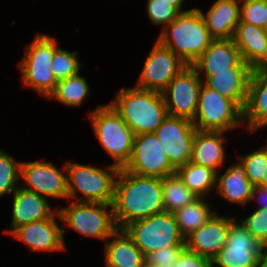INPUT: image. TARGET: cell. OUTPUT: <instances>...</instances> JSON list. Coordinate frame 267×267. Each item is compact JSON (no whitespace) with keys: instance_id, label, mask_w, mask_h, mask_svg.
Returning <instances> with one entry per match:
<instances>
[{"instance_id":"6da1fadb","label":"cell","mask_w":267,"mask_h":267,"mask_svg":"<svg viewBox=\"0 0 267 267\" xmlns=\"http://www.w3.org/2000/svg\"><path fill=\"white\" fill-rule=\"evenodd\" d=\"M112 206L118 229L164 211L162 179L137 176L120 168Z\"/></svg>"},{"instance_id":"7a4b0ae2","label":"cell","mask_w":267,"mask_h":267,"mask_svg":"<svg viewBox=\"0 0 267 267\" xmlns=\"http://www.w3.org/2000/svg\"><path fill=\"white\" fill-rule=\"evenodd\" d=\"M109 104L131 128L134 135L154 133L168 116L161 92L135 86L116 91L115 98Z\"/></svg>"},{"instance_id":"3957f363","label":"cell","mask_w":267,"mask_h":267,"mask_svg":"<svg viewBox=\"0 0 267 267\" xmlns=\"http://www.w3.org/2000/svg\"><path fill=\"white\" fill-rule=\"evenodd\" d=\"M191 66L212 42L205 21L195 7L180 13L169 25L162 28L156 39Z\"/></svg>"},{"instance_id":"277c9868","label":"cell","mask_w":267,"mask_h":267,"mask_svg":"<svg viewBox=\"0 0 267 267\" xmlns=\"http://www.w3.org/2000/svg\"><path fill=\"white\" fill-rule=\"evenodd\" d=\"M65 165L67 169L68 202L113 203L115 181L120 170L119 167L110 164L103 169L71 161H66Z\"/></svg>"},{"instance_id":"5b68a950","label":"cell","mask_w":267,"mask_h":267,"mask_svg":"<svg viewBox=\"0 0 267 267\" xmlns=\"http://www.w3.org/2000/svg\"><path fill=\"white\" fill-rule=\"evenodd\" d=\"M89 114L97 140L113 159V165L124 168L131 159L134 133L110 104L97 106Z\"/></svg>"},{"instance_id":"8992f818","label":"cell","mask_w":267,"mask_h":267,"mask_svg":"<svg viewBox=\"0 0 267 267\" xmlns=\"http://www.w3.org/2000/svg\"><path fill=\"white\" fill-rule=\"evenodd\" d=\"M53 57L54 37L37 33L26 46L24 56L18 63L23 86L32 88L37 94L48 98L57 83L51 70Z\"/></svg>"},{"instance_id":"52a82bcc","label":"cell","mask_w":267,"mask_h":267,"mask_svg":"<svg viewBox=\"0 0 267 267\" xmlns=\"http://www.w3.org/2000/svg\"><path fill=\"white\" fill-rule=\"evenodd\" d=\"M58 208L63 225L85 237L105 241L118 229L112 204L73 201Z\"/></svg>"},{"instance_id":"ba28073f","label":"cell","mask_w":267,"mask_h":267,"mask_svg":"<svg viewBox=\"0 0 267 267\" xmlns=\"http://www.w3.org/2000/svg\"><path fill=\"white\" fill-rule=\"evenodd\" d=\"M123 230L146 256L152 251L185 246L173 213L162 211L127 224Z\"/></svg>"},{"instance_id":"9c48e42d","label":"cell","mask_w":267,"mask_h":267,"mask_svg":"<svg viewBox=\"0 0 267 267\" xmlns=\"http://www.w3.org/2000/svg\"><path fill=\"white\" fill-rule=\"evenodd\" d=\"M192 122L199 131L227 133L244 125L243 111L232 100L203 83Z\"/></svg>"},{"instance_id":"30bf717a","label":"cell","mask_w":267,"mask_h":267,"mask_svg":"<svg viewBox=\"0 0 267 267\" xmlns=\"http://www.w3.org/2000/svg\"><path fill=\"white\" fill-rule=\"evenodd\" d=\"M263 260V245L235 218L226 245L211 262L212 267H257Z\"/></svg>"},{"instance_id":"8fae6325","label":"cell","mask_w":267,"mask_h":267,"mask_svg":"<svg viewBox=\"0 0 267 267\" xmlns=\"http://www.w3.org/2000/svg\"><path fill=\"white\" fill-rule=\"evenodd\" d=\"M123 169L137 176L161 179L176 173L155 133L134 136L131 159Z\"/></svg>"},{"instance_id":"7c38bea8","label":"cell","mask_w":267,"mask_h":267,"mask_svg":"<svg viewBox=\"0 0 267 267\" xmlns=\"http://www.w3.org/2000/svg\"><path fill=\"white\" fill-rule=\"evenodd\" d=\"M202 84L197 71L192 66H186L161 92L168 115L193 121Z\"/></svg>"},{"instance_id":"4fadbf2b","label":"cell","mask_w":267,"mask_h":267,"mask_svg":"<svg viewBox=\"0 0 267 267\" xmlns=\"http://www.w3.org/2000/svg\"><path fill=\"white\" fill-rule=\"evenodd\" d=\"M154 43L134 86L140 89L162 92L188 65L157 40Z\"/></svg>"},{"instance_id":"5bb4252c","label":"cell","mask_w":267,"mask_h":267,"mask_svg":"<svg viewBox=\"0 0 267 267\" xmlns=\"http://www.w3.org/2000/svg\"><path fill=\"white\" fill-rule=\"evenodd\" d=\"M61 168L59 170L52 162L43 161V159L40 161H21L20 178L25 182V186L21 185V187L47 199L67 200L68 182L66 165Z\"/></svg>"},{"instance_id":"9a60e30c","label":"cell","mask_w":267,"mask_h":267,"mask_svg":"<svg viewBox=\"0 0 267 267\" xmlns=\"http://www.w3.org/2000/svg\"><path fill=\"white\" fill-rule=\"evenodd\" d=\"M195 131L191 120L171 115L154 131L176 170L191 160Z\"/></svg>"},{"instance_id":"2e32d148","label":"cell","mask_w":267,"mask_h":267,"mask_svg":"<svg viewBox=\"0 0 267 267\" xmlns=\"http://www.w3.org/2000/svg\"><path fill=\"white\" fill-rule=\"evenodd\" d=\"M56 217L60 219L58 210L47 219L33 221L17 228L11 236L23 242L30 252L64 251L66 231L58 225Z\"/></svg>"},{"instance_id":"e0dca14e","label":"cell","mask_w":267,"mask_h":267,"mask_svg":"<svg viewBox=\"0 0 267 267\" xmlns=\"http://www.w3.org/2000/svg\"><path fill=\"white\" fill-rule=\"evenodd\" d=\"M235 217L215 213L199 229L185 238V247L200 256L212 258L226 245L230 223Z\"/></svg>"},{"instance_id":"ac0fdd59","label":"cell","mask_w":267,"mask_h":267,"mask_svg":"<svg viewBox=\"0 0 267 267\" xmlns=\"http://www.w3.org/2000/svg\"><path fill=\"white\" fill-rule=\"evenodd\" d=\"M191 66L199 76H211L214 72L229 71V68H250L242 60L233 38L213 39Z\"/></svg>"},{"instance_id":"d6986e66","label":"cell","mask_w":267,"mask_h":267,"mask_svg":"<svg viewBox=\"0 0 267 267\" xmlns=\"http://www.w3.org/2000/svg\"><path fill=\"white\" fill-rule=\"evenodd\" d=\"M51 208L49 200L21 185L12 194V219L10 229L4 234H12L17 228L33 221H40L51 217L56 211Z\"/></svg>"},{"instance_id":"ffe728a7","label":"cell","mask_w":267,"mask_h":267,"mask_svg":"<svg viewBox=\"0 0 267 267\" xmlns=\"http://www.w3.org/2000/svg\"><path fill=\"white\" fill-rule=\"evenodd\" d=\"M244 123L249 133L267 127V68L252 69L243 109Z\"/></svg>"},{"instance_id":"44dd1931","label":"cell","mask_w":267,"mask_h":267,"mask_svg":"<svg viewBox=\"0 0 267 267\" xmlns=\"http://www.w3.org/2000/svg\"><path fill=\"white\" fill-rule=\"evenodd\" d=\"M233 40L242 60L251 68H267V37L263 28L239 22Z\"/></svg>"},{"instance_id":"7402d4cb","label":"cell","mask_w":267,"mask_h":267,"mask_svg":"<svg viewBox=\"0 0 267 267\" xmlns=\"http://www.w3.org/2000/svg\"><path fill=\"white\" fill-rule=\"evenodd\" d=\"M251 72V68H229V71L214 72V75L200 77L206 86L232 100L243 111Z\"/></svg>"},{"instance_id":"603a6c76","label":"cell","mask_w":267,"mask_h":267,"mask_svg":"<svg viewBox=\"0 0 267 267\" xmlns=\"http://www.w3.org/2000/svg\"><path fill=\"white\" fill-rule=\"evenodd\" d=\"M241 0H216L209 10L202 15L206 27L213 39H231L240 22Z\"/></svg>"},{"instance_id":"cb8c5ba5","label":"cell","mask_w":267,"mask_h":267,"mask_svg":"<svg viewBox=\"0 0 267 267\" xmlns=\"http://www.w3.org/2000/svg\"><path fill=\"white\" fill-rule=\"evenodd\" d=\"M252 187L253 184L247 178L245 168L239 160L230 164L223 174L217 172L215 192L229 203L245 208L249 203Z\"/></svg>"},{"instance_id":"d4e9b609","label":"cell","mask_w":267,"mask_h":267,"mask_svg":"<svg viewBox=\"0 0 267 267\" xmlns=\"http://www.w3.org/2000/svg\"><path fill=\"white\" fill-rule=\"evenodd\" d=\"M227 139L224 132L196 130L190 161L218 172L225 163L224 143Z\"/></svg>"},{"instance_id":"484cf974","label":"cell","mask_w":267,"mask_h":267,"mask_svg":"<svg viewBox=\"0 0 267 267\" xmlns=\"http://www.w3.org/2000/svg\"><path fill=\"white\" fill-rule=\"evenodd\" d=\"M104 262L114 267H143L145 256L123 229L105 240Z\"/></svg>"},{"instance_id":"4316f807","label":"cell","mask_w":267,"mask_h":267,"mask_svg":"<svg viewBox=\"0 0 267 267\" xmlns=\"http://www.w3.org/2000/svg\"><path fill=\"white\" fill-rule=\"evenodd\" d=\"M176 173L198 197L207 198L216 189L217 172L211 168L189 161L179 167Z\"/></svg>"},{"instance_id":"83f0119b","label":"cell","mask_w":267,"mask_h":267,"mask_svg":"<svg viewBox=\"0 0 267 267\" xmlns=\"http://www.w3.org/2000/svg\"><path fill=\"white\" fill-rule=\"evenodd\" d=\"M205 197H198L190 204L176 210L173 214L178 224L180 234L186 238L199 229L217 211H212V205Z\"/></svg>"},{"instance_id":"f1b7e54d","label":"cell","mask_w":267,"mask_h":267,"mask_svg":"<svg viewBox=\"0 0 267 267\" xmlns=\"http://www.w3.org/2000/svg\"><path fill=\"white\" fill-rule=\"evenodd\" d=\"M89 84L80 72L64 80L58 81L48 99H55L67 107H80L85 99L91 96Z\"/></svg>"},{"instance_id":"f546056e","label":"cell","mask_w":267,"mask_h":267,"mask_svg":"<svg viewBox=\"0 0 267 267\" xmlns=\"http://www.w3.org/2000/svg\"><path fill=\"white\" fill-rule=\"evenodd\" d=\"M164 211L174 213L198 198L188 189L177 173L162 178Z\"/></svg>"},{"instance_id":"4dcf8cb0","label":"cell","mask_w":267,"mask_h":267,"mask_svg":"<svg viewBox=\"0 0 267 267\" xmlns=\"http://www.w3.org/2000/svg\"><path fill=\"white\" fill-rule=\"evenodd\" d=\"M60 44L54 37V57L51 62V70L55 80L61 81L80 72V67L84 65L78 59V51L69 52L58 46ZM82 64V66H81Z\"/></svg>"},{"instance_id":"1f68e13d","label":"cell","mask_w":267,"mask_h":267,"mask_svg":"<svg viewBox=\"0 0 267 267\" xmlns=\"http://www.w3.org/2000/svg\"><path fill=\"white\" fill-rule=\"evenodd\" d=\"M21 162L14 160L5 149H0V198L5 194H13L20 186Z\"/></svg>"},{"instance_id":"d6a6232c","label":"cell","mask_w":267,"mask_h":267,"mask_svg":"<svg viewBox=\"0 0 267 267\" xmlns=\"http://www.w3.org/2000/svg\"><path fill=\"white\" fill-rule=\"evenodd\" d=\"M237 158L244 166L247 178L253 185H259L262 182L263 175L267 167V151L261 146L258 149L238 155Z\"/></svg>"},{"instance_id":"836d02e7","label":"cell","mask_w":267,"mask_h":267,"mask_svg":"<svg viewBox=\"0 0 267 267\" xmlns=\"http://www.w3.org/2000/svg\"><path fill=\"white\" fill-rule=\"evenodd\" d=\"M240 22L265 29L267 26V0H241Z\"/></svg>"},{"instance_id":"e575fe53","label":"cell","mask_w":267,"mask_h":267,"mask_svg":"<svg viewBox=\"0 0 267 267\" xmlns=\"http://www.w3.org/2000/svg\"><path fill=\"white\" fill-rule=\"evenodd\" d=\"M146 3L147 15L155 26L162 25L164 28L180 14L174 6L170 5V2L147 0Z\"/></svg>"},{"instance_id":"d590c367","label":"cell","mask_w":267,"mask_h":267,"mask_svg":"<svg viewBox=\"0 0 267 267\" xmlns=\"http://www.w3.org/2000/svg\"><path fill=\"white\" fill-rule=\"evenodd\" d=\"M239 222L251 233L262 245L267 241V209H256Z\"/></svg>"},{"instance_id":"8d00e7d4","label":"cell","mask_w":267,"mask_h":267,"mask_svg":"<svg viewBox=\"0 0 267 267\" xmlns=\"http://www.w3.org/2000/svg\"><path fill=\"white\" fill-rule=\"evenodd\" d=\"M185 246H172L150 252L145 256V263L155 267H170L177 262Z\"/></svg>"},{"instance_id":"74e56055","label":"cell","mask_w":267,"mask_h":267,"mask_svg":"<svg viewBox=\"0 0 267 267\" xmlns=\"http://www.w3.org/2000/svg\"><path fill=\"white\" fill-rule=\"evenodd\" d=\"M170 267H212L211 259L200 256L186 247L178 256L177 262Z\"/></svg>"},{"instance_id":"f35d334b","label":"cell","mask_w":267,"mask_h":267,"mask_svg":"<svg viewBox=\"0 0 267 267\" xmlns=\"http://www.w3.org/2000/svg\"><path fill=\"white\" fill-rule=\"evenodd\" d=\"M251 201L258 202V209H267V187L261 185H253L249 204L251 203Z\"/></svg>"},{"instance_id":"ab89813d","label":"cell","mask_w":267,"mask_h":267,"mask_svg":"<svg viewBox=\"0 0 267 267\" xmlns=\"http://www.w3.org/2000/svg\"><path fill=\"white\" fill-rule=\"evenodd\" d=\"M154 1L170 2V5L174 6L180 13H184L191 10V9L183 10L182 5L185 0H154Z\"/></svg>"},{"instance_id":"60d3db41","label":"cell","mask_w":267,"mask_h":267,"mask_svg":"<svg viewBox=\"0 0 267 267\" xmlns=\"http://www.w3.org/2000/svg\"><path fill=\"white\" fill-rule=\"evenodd\" d=\"M259 185L267 187V167H266L265 173L263 175L262 182Z\"/></svg>"},{"instance_id":"b9f144b4","label":"cell","mask_w":267,"mask_h":267,"mask_svg":"<svg viewBox=\"0 0 267 267\" xmlns=\"http://www.w3.org/2000/svg\"><path fill=\"white\" fill-rule=\"evenodd\" d=\"M263 254H264L265 260H267V241L263 245Z\"/></svg>"},{"instance_id":"7bdbcfd3","label":"cell","mask_w":267,"mask_h":267,"mask_svg":"<svg viewBox=\"0 0 267 267\" xmlns=\"http://www.w3.org/2000/svg\"><path fill=\"white\" fill-rule=\"evenodd\" d=\"M257 267H267V260H263Z\"/></svg>"},{"instance_id":"ee69618b","label":"cell","mask_w":267,"mask_h":267,"mask_svg":"<svg viewBox=\"0 0 267 267\" xmlns=\"http://www.w3.org/2000/svg\"><path fill=\"white\" fill-rule=\"evenodd\" d=\"M143 267H155V266H150V265H147V264L145 263Z\"/></svg>"},{"instance_id":"f6af8a7d","label":"cell","mask_w":267,"mask_h":267,"mask_svg":"<svg viewBox=\"0 0 267 267\" xmlns=\"http://www.w3.org/2000/svg\"><path fill=\"white\" fill-rule=\"evenodd\" d=\"M265 149H266V151H267V144H265V145H262Z\"/></svg>"},{"instance_id":"bcb514c9","label":"cell","mask_w":267,"mask_h":267,"mask_svg":"<svg viewBox=\"0 0 267 267\" xmlns=\"http://www.w3.org/2000/svg\"><path fill=\"white\" fill-rule=\"evenodd\" d=\"M104 266H105V267H114V266H111V265H107V264H105Z\"/></svg>"}]
</instances>
